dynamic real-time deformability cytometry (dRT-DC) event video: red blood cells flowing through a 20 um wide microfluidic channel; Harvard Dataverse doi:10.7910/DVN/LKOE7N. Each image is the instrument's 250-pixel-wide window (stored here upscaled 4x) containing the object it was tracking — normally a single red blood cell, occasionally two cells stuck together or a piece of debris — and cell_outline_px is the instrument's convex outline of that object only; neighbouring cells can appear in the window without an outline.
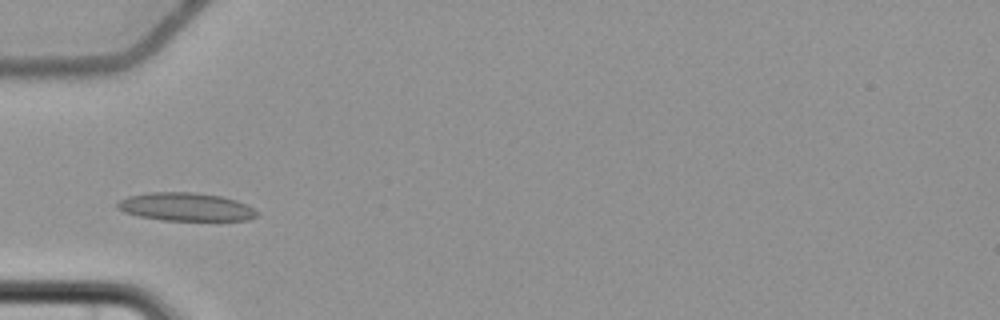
{"species": "common noctule bat (a hibernating species)", "species_latin": "Nyctalus noctula", "temperature_condition": "cold", "stored_images_in_passage": 3, "camera_frame_rate_fps": 3000, "um_per_image_px": 0.085, "animal": {"sex": "female", "body_mass_g": 22.7, "forearm_length_mm": 54.2}, "frame": {"image": 1, "passage_image": 2, "time_ms": 1.0, "image_size_px": [1000, 320], "cell_outline_px": [[260, 216], [248, 220], [164, 220], [140, 216], [124, 212], [116, 208], [116, 204], [120, 200], [128, 196], [148, 192], [192, 192], [220, 196], [236, 200], [260, 212]], "centroid_in_image_um": [15.8, 17.58], "position_along_channel_um": 69.2, "area_um2": 22.89}}
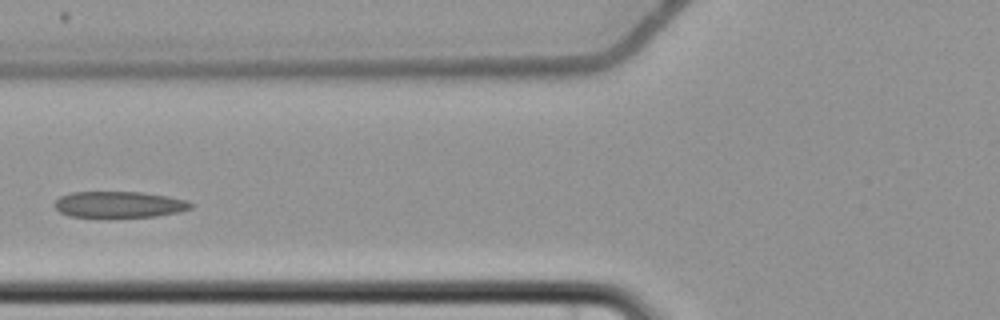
{"frame": {"image": 2, "passage_image": 3, "time_ms": 2.333, "image_size_px": [1000, 320], "cell_outline_px": [[196, 204], [192, 208], [180, 212], [156, 216], [112, 220], [104, 220], [72, 216], [60, 212], [52, 204], [60, 196], [72, 192], [140, 192], [168, 196], [184, 200]], "centroid_in_image_um": [10.11, 17.43], "position_along_channel_um": 115.7, "area_um2": 21.91}}